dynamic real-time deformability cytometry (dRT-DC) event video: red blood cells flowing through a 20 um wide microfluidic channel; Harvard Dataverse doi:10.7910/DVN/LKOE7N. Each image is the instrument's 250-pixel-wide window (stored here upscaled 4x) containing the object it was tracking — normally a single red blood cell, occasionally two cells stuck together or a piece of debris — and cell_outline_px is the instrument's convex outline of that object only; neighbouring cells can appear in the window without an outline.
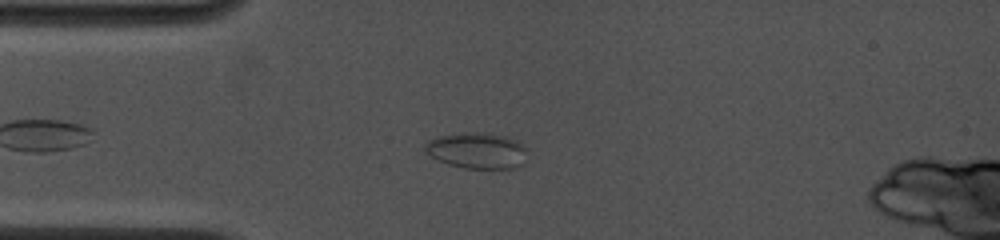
{"species": "common noctule bat (a hibernating species)", "species_latin": "Nyctalus noctula", "temperature_condition": "cold", "stored_images_in_passage": 58, "camera_frame_rate_fps": 4500, "um_per_image_px": 0.085, "animal": {"sex": "female", "body_mass_g": 19.0, "forearm_length_mm": 53.3}, "frame": {"image": 1, "passage_image": 12, "time_ms": 2.444, "image_size_px": [1000, 240], "cell_outline_px": [[528, 148], [524, 164], [512, 168], [464, 168], [448, 164], [432, 156], [424, 148], [424, 144], [428, 140], [440, 136], [464, 132], [484, 132], [504, 136], [516, 140]], "centroid_in_image_um": [40.59, 12.79], "position_along_channel_um": 44.4, "area_um2": 21.44}}
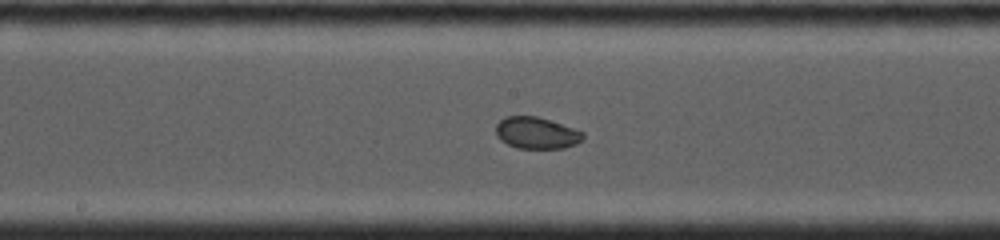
{"frame": {"image": 2, "passage_image": 31, "time_ms": 6.667, "image_size_px": [1000, 240], "cell_outline_px": [[584, 140], [576, 144], [564, 148], [516, 148], [500, 140], [496, 136], [496, 124], [504, 116], [536, 116], [584, 132]], "centroid_in_image_um": [45.59, 11.31], "position_along_channel_um": 202.6, "area_um2": 16.07}}
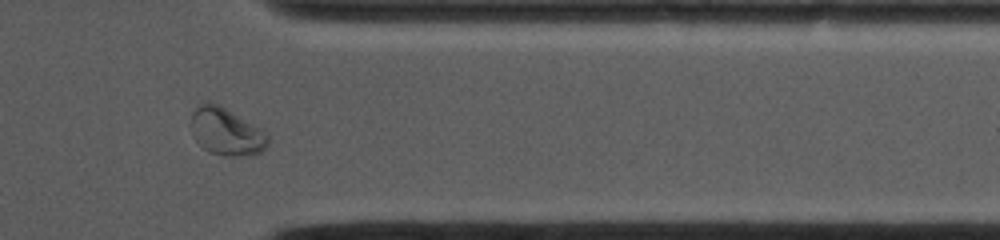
{"frame": {"image": 3, "passage_image": 52, "time_ms": 11.333, "image_size_px": [1000, 240], "cell_outline_px": [[268, 144], [260, 152], [252, 156], [224, 156], [208, 152], [196, 140], [192, 132], [192, 112], [200, 104], [212, 100], [260, 128], [268, 136]], "centroid_in_image_um": [19.23, 11.19], "position_along_channel_um": 392.2, "area_um2": 21.15}, "authors_computed_cell_mechanics": {"area_um2": 17.5423, "velocity_mm_per_s": 4.0751, "shape_relaxation_time_tau1_ms": null, "shape_relaxation_time_tau2_ms": 1.3241, "deformation_change_tau1": null, "deformation_change_tau2": 0.037}}